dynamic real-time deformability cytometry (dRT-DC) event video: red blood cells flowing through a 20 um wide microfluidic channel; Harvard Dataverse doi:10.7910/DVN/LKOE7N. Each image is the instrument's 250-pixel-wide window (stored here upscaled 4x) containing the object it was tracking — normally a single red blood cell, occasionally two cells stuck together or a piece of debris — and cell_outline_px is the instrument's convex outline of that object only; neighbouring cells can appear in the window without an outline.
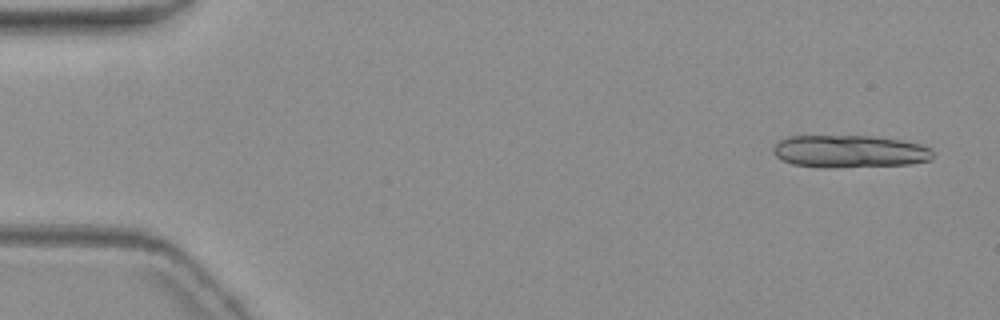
{"species": "common noctule bat (a hibernating species)", "species_latin": "Nyctalus noctula", "temperature_condition": "warm", "stored_images_in_passage": 5, "camera_frame_rate_fps": 3000, "um_per_image_px": 0.085, "animal": {"sex": "female", "body_mass_g": 19.3, "forearm_length_mm": 54.1}, "frame": {"image": 1, "passage_image": 1, "time_ms": 0.0, "image_size_px": [1000, 320], "cell_outline_px": [[932, 156], [928, 160], [908, 164], [832, 168], [816, 168], [792, 164], [776, 156], [772, 152], [772, 148], [780, 140], [788, 136], [868, 136], [900, 140], [920, 144], [932, 148]], "centroid_in_image_um": [72.17, 12.88], "position_along_channel_um": 12.8, "area_um2": 30.29}}